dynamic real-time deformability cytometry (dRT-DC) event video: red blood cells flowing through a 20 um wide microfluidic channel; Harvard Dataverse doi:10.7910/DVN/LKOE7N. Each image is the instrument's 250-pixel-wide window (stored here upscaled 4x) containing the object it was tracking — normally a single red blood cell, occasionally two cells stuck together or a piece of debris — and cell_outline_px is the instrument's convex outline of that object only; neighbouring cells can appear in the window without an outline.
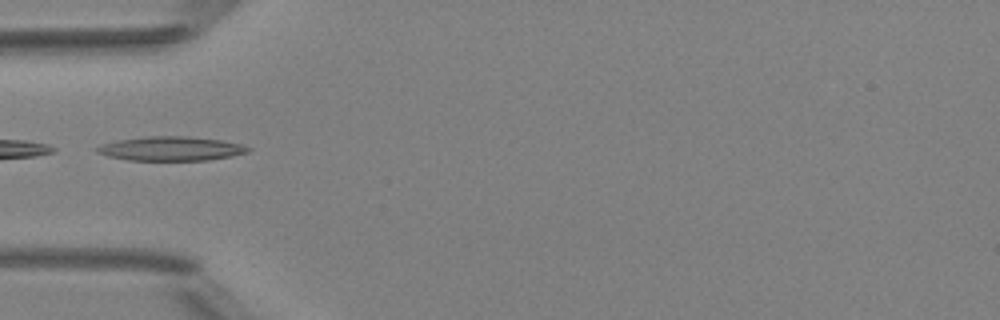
{"species": "Egyptian fruit bat (a non-hibernating species)", "species_latin": "Rousettus aegyptiacus", "temperature_condition": "room temperature", "stored_images_in_passage": 6, "camera_frame_rate_fps": 3000, "um_per_image_px": 0.085, "animal": {"sex": "female"}, "frame": {"image": 1, "passage_image": 5, "time_ms": 4.667, "image_size_px": [1000, 320], "cell_outline_px": [[252, 148], [248, 152], [232, 156], [208, 160], [128, 160], [108, 156], [96, 152], [96, 148], [100, 144], [116, 140], [148, 136], [184, 136], [220, 140], [240, 144]], "centroid_in_image_um": [14.51, 12.63], "position_along_channel_um": 70.5, "area_um2": 21.21}}
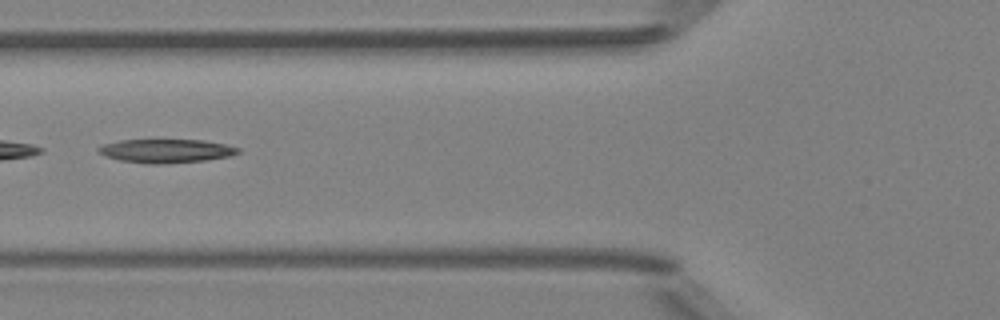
{"frame": {"image": 2, "passage_image": 6, "time_ms": 5.667, "image_size_px": [1000, 320], "cell_outline_px": [[240, 152], [232, 156], [204, 160], [160, 164], [148, 164], [120, 160], [104, 156], [96, 148], [104, 144], [120, 140], [204, 140], [224, 144], [240, 148]], "centroid_in_image_um": [14.13, 12.83], "position_along_channel_um": 111.7, "area_um2": 19.19}}